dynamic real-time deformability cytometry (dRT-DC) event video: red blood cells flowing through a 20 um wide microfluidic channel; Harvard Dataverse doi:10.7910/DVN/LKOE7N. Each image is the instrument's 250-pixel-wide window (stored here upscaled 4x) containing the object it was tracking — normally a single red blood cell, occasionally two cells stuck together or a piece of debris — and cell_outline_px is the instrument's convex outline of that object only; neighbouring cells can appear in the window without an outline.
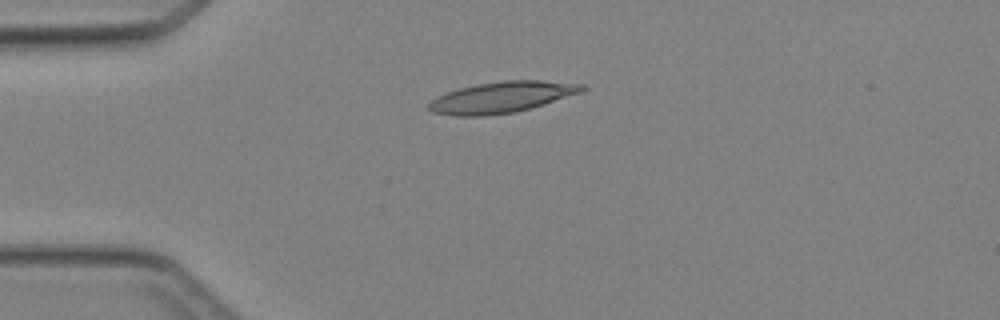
{"species": "Egyptian fruit bat (a non-hibernating species)", "species_latin": "Rousettus aegyptiacus", "temperature_condition": "cold", "stored_images_in_passage": 6, "camera_frame_rate_fps": 3000, "um_per_image_px": 0.085, "animal": {"sex": "female"}, "frame": {"image": 1, "passage_image": 4, "time_ms": 3.667, "image_size_px": [1000, 320], "cell_outline_px": [[588, 88], [584, 92], [532, 108], [516, 112], [484, 116], [456, 116], [432, 112], [428, 108], [428, 104], [436, 96], [460, 88], [476, 84], [504, 80], [544, 80], [584, 84]], "centroid_in_image_um": [42.71, 8.26], "position_along_channel_um": 42.3, "area_um2": 28.09}}
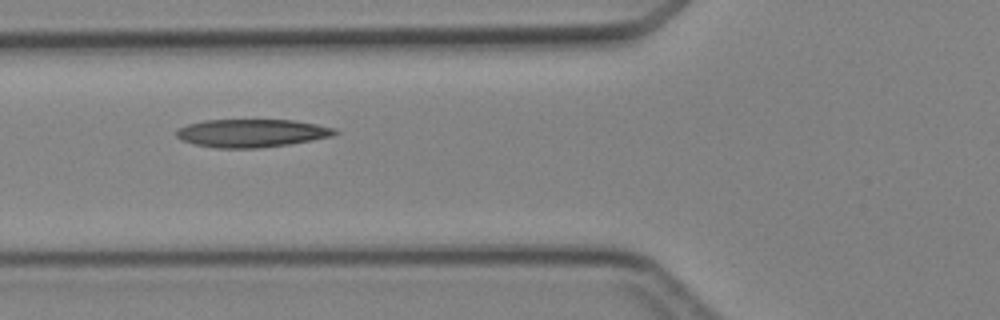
{"frame": {"image": 2, "passage_image": 6, "time_ms": 5.667, "image_size_px": [1000, 320], "cell_outline_px": [[340, 132], [332, 136], [312, 140], [288, 144], [256, 148], [216, 148], [196, 144], [184, 140], [176, 136], [176, 128], [188, 124], [204, 120], [296, 120], [336, 128]], "centroid_in_image_um": [21.41, 11.3], "position_along_channel_um": 104.4, "area_um2": 25.84}}